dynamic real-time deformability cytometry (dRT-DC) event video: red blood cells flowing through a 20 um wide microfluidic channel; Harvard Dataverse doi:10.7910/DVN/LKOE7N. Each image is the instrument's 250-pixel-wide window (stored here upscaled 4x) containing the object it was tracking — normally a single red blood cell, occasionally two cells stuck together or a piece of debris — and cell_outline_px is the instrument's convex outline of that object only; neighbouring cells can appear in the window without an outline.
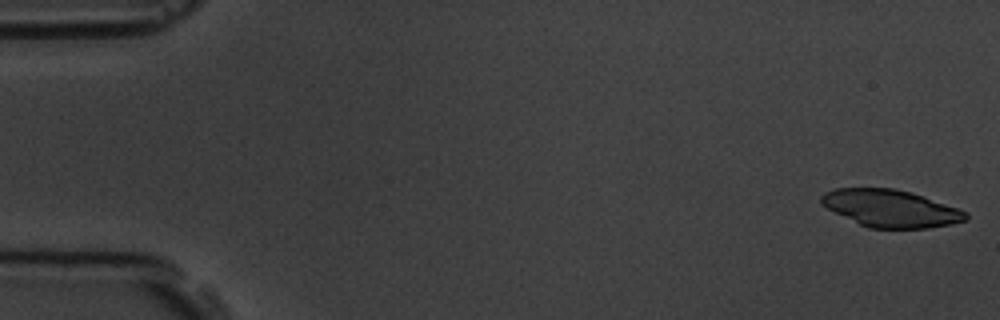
{"species": "common noctule bat (a hibernating species)", "species_latin": "Nyctalus noctula", "temperature_condition": "room temperature", "stored_images_in_passage": 7, "camera_frame_rate_fps": 3000, "um_per_image_px": 0.085, "animal": {"sex": "male", "body_mass_g": 19.5, "forearm_length_mm": 54.6}, "frame": {"image": 1, "passage_image": 1, "time_ms": 0.0, "image_size_px": [1000, 320], "cell_outline_px": [[968, 220], [952, 224], [928, 228], [868, 228], [820, 204], [820, 196], [824, 192], [836, 188], [896, 188], [912, 192], [924, 196], [968, 212]], "centroid_in_image_um": [75.73, 17.7], "position_along_channel_um": 9.3, "area_um2": 31.39}}